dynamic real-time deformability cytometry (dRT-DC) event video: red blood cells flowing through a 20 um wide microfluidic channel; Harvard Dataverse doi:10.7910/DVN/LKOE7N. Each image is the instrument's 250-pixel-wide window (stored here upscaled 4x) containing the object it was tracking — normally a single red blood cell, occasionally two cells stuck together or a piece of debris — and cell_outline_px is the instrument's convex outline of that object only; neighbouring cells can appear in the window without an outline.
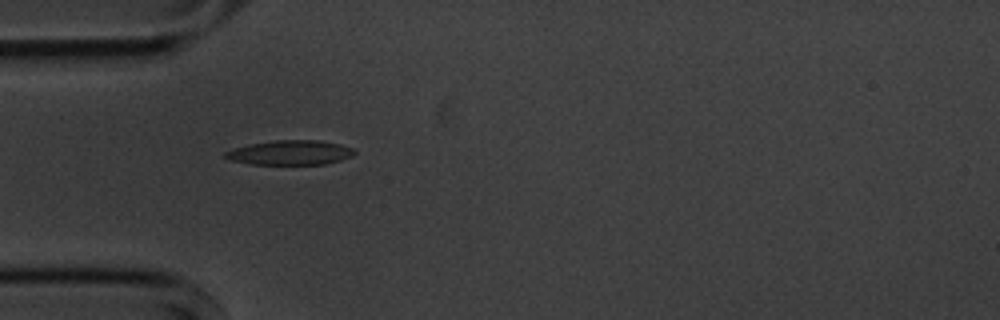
{"species": "common noctule bat (a hibernating species)", "species_latin": "Nyctalus noctula", "temperature_condition": "cold", "stored_images_in_passage": 40, "camera_frame_rate_fps": 3000, "um_per_image_px": 0.085, "animal": {"sex": "male", "body_mass_g": 20.1, "forearm_length_mm": 53.5}, "frame": {"image": 1, "passage_image": 1, "time_ms": 0.0, "image_size_px": [1000, 320], "cell_outline_px": [[356, 152], [352, 156], [340, 160], [324, 164], [252, 164], [232, 160], [224, 156], [224, 152], [248, 144], [276, 140], [316, 140], [340, 144], [352, 148]], "centroid_in_image_um": [24.68, 12.97], "position_along_channel_um": 60.3, "area_um2": 18.26}}
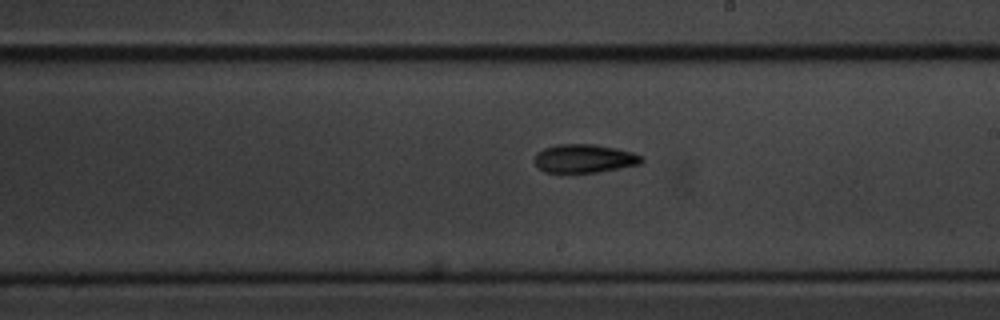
{"frame": {"image": 2, "passage_image": 16, "time_ms": 5.0, "image_size_px": [1000, 320], "cell_outline_px": [[644, 160], [640, 164], [596, 172], [560, 176], [544, 172], [532, 160], [536, 152], [544, 148], [556, 144], [596, 144], [616, 148], [632, 152], [644, 156]], "centroid_in_image_um": [49.59, 13.51], "position_along_channel_um": 239.4, "area_um2": 18.61}}
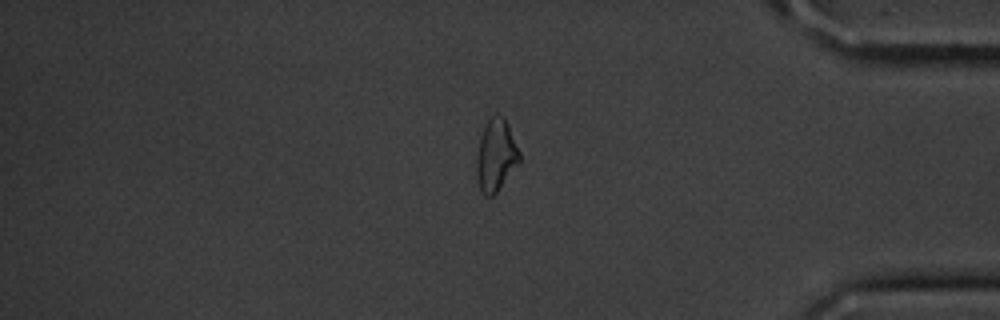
{"frame": {"image": 3, "passage_image": 31, "time_ms": 10.0, "image_size_px": [1000, 320], "cell_outline_px": [[520, 160], [496, 192], [492, 196], [484, 196], [480, 192], [476, 172], [476, 160], [480, 136], [488, 120], [496, 112], [504, 116], [508, 124], [520, 152]], "centroid_in_image_um": [42.14, 13.18], "position_along_channel_um": 393.1, "area_um2": 17.92}, "authors_computed_cell_mechanics": {"area_um2": 18.0914, "velocity_mm_per_s": 3.6038, "shape_relaxation_time_tau1_ms": 3.4761, "shape_relaxation_time_tau2_ms": 8.2649, "deformation_change_tau1": 0.1077, "deformation_change_tau2": 0.1766}}